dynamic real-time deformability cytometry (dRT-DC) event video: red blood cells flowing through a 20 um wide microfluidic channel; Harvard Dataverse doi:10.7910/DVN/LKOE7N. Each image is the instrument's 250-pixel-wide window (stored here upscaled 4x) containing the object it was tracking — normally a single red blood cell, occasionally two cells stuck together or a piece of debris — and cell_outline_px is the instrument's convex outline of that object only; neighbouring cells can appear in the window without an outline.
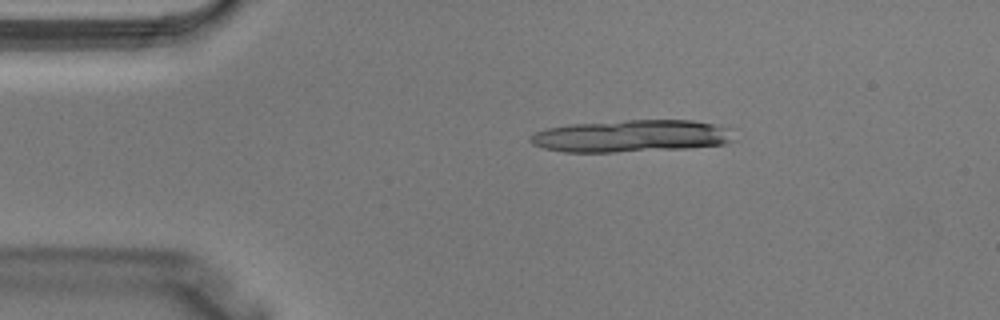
{"species": "Egyptian fruit bat (a non-hibernating species)", "species_latin": "Rousettus aegyptiacus", "temperature_condition": "warm", "stored_images_in_passage": 3, "camera_frame_rate_fps": 3000, "um_per_image_px": 0.085, "animal": {"sex": "male"}, "frame": {"image": 1, "passage_image": 2, "time_ms": 0.333, "image_size_px": [1000, 320], "cell_outline_px": [[732, 140], [724, 144], [688, 148], [612, 152], [564, 152], [544, 148], [532, 144], [528, 140], [528, 136], [536, 132], [548, 128], [568, 124], [624, 120], [692, 120], [716, 124]], "centroid_in_image_um": [53.51, 11.56], "position_along_channel_um": 31.5, "area_um2": 37.74}}